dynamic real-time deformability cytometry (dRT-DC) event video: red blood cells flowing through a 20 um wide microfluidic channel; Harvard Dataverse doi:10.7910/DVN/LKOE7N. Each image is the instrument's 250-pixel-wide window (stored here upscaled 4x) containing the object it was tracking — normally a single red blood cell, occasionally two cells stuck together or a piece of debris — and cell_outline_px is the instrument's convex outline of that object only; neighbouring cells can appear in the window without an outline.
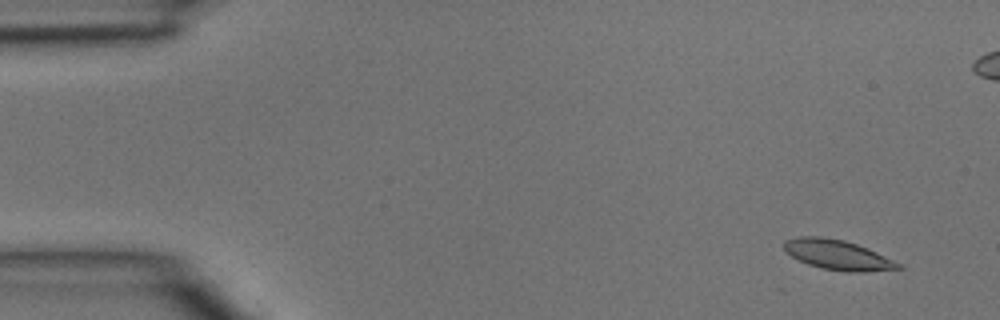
{"species": "common noctule bat (a hibernating species)", "species_latin": "Nyctalus noctula", "temperature_condition": "room temperature", "stored_images_in_passage": 4, "camera_frame_rate_fps": 3000, "um_per_image_px": 0.085, "animal": {"sex": "male", "body_mass_g": 15.6}, "frame": {"image": 1, "passage_image": 1, "time_ms": 0.0, "image_size_px": [1000, 320], "cell_outline_px": [[904, 268], [864, 272], [844, 272], [824, 268], [808, 264], [792, 256], [784, 248], [784, 240], [800, 236], [820, 236], [844, 240], [868, 248], [904, 264]], "centroid_in_image_um": [71.27, 21.66], "position_along_channel_um": 13.7, "area_um2": 19.94}}